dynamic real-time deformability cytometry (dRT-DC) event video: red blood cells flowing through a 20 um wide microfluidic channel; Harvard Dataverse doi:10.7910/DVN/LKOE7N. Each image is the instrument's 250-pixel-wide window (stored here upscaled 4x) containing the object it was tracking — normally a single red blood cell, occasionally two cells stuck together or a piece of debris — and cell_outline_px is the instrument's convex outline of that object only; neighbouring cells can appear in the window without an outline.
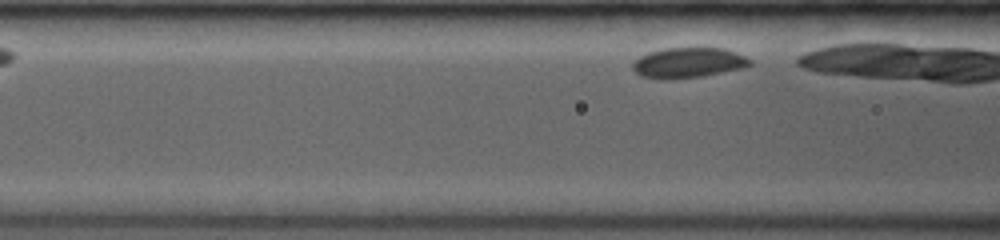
{"species": "common noctule bat (a hibernating species)", "species_latin": "Nyctalus noctula", "temperature_condition": "room temperature", "stored_images_in_passage": 4, "segment_of_instrument_passage": [2, 2], "camera_frame_rate_fps": 3500, "um_per_image_px": 0.085, "animal": {"sex": "female", "body_mass_g": 19.0, "forearm_length_mm": 53.3}, "frame": {"image": 1, "passage_image": 4, "time_ms": 2.857, "image_size_px": [1000, 240], "cell_outline_px": [[752, 64], [740, 68], [700, 76], [664, 80], [640, 76], [632, 68], [632, 64], [640, 56], [648, 52], [664, 48], [724, 48], [736, 52], [752, 60]], "centroid_in_image_um": [58.46, 5.32], "position_along_channel_um": 108.1, "area_um2": 20.52}}